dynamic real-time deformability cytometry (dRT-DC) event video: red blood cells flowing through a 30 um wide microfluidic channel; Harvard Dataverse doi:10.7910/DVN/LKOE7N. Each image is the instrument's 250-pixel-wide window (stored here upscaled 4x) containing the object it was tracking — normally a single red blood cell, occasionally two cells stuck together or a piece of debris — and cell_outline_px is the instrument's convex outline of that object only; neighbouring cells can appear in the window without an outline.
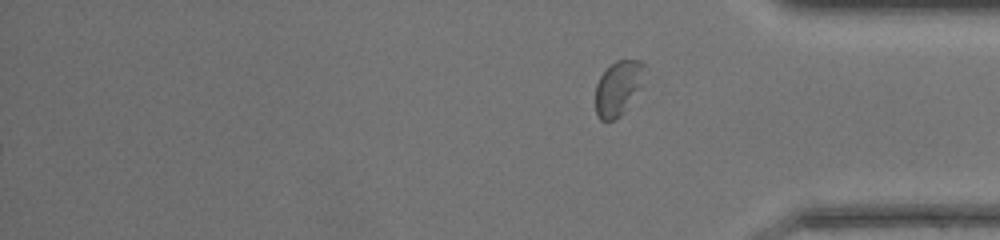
{"species": "common noctule bat (a hibernating species)", "species_latin": "Nyctalus noctula", "temperature_condition": "warm", "stored_images_in_passage": 50, "segment_of_instrument_passage": [2, 2], "camera_frame_rate_fps": 3000, "um_per_image_px": 0.085, "animal": {"sex": "female", "body_mass_g": 17.0, "forearm_length_mm": 48.0}, "frame": {"image": 1, "passage_image": 50, "time_ms": 16.333, "image_size_px": [1000, 240], "cell_outline_px": [[644, 88], [624, 112], [620, 116], [612, 120], [600, 120], [596, 116], [596, 84], [600, 76], [616, 60], [640, 60], [644, 64]], "centroid_in_image_um": [52.59, 7.5], "position_along_channel_um": 382.6, "area_um2": 16.01}}